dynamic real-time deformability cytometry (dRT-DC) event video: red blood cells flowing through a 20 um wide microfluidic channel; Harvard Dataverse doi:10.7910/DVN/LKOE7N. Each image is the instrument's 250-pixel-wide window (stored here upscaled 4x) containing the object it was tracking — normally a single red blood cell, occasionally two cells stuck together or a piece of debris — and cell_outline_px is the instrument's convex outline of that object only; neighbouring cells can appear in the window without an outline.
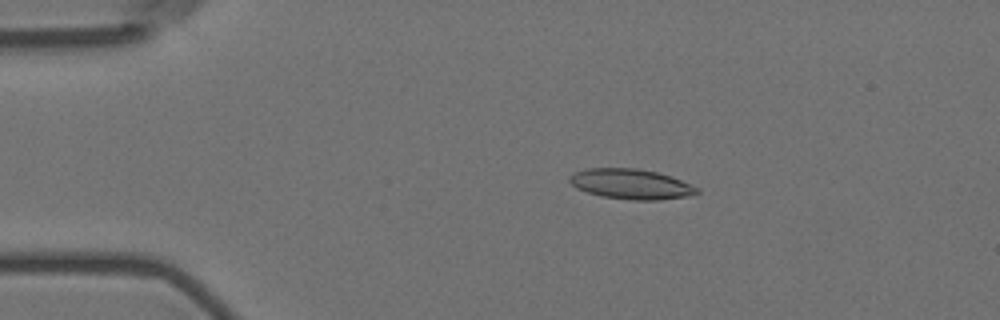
{"species": "Egyptian fruit bat (a non-hibernating species)", "species_latin": "Rousettus aegyptiacus", "temperature_condition": "room temperature", "stored_images_in_passage": 56, "camera_frame_rate_fps": 3000, "um_per_image_px": 0.085, "animal": {"sex": "female"}, "frame": {"image": 1, "passage_image": 11, "time_ms": 3.333, "image_size_px": [1000, 320], "cell_outline_px": [[700, 192], [688, 196], [660, 200], [632, 200], [600, 196], [576, 188], [568, 180], [568, 176], [584, 168], [636, 168], [656, 172], [680, 180], [700, 188]], "centroid_in_image_um": [53.62, 15.65], "position_along_channel_um": 31.4, "area_um2": 22.37}}
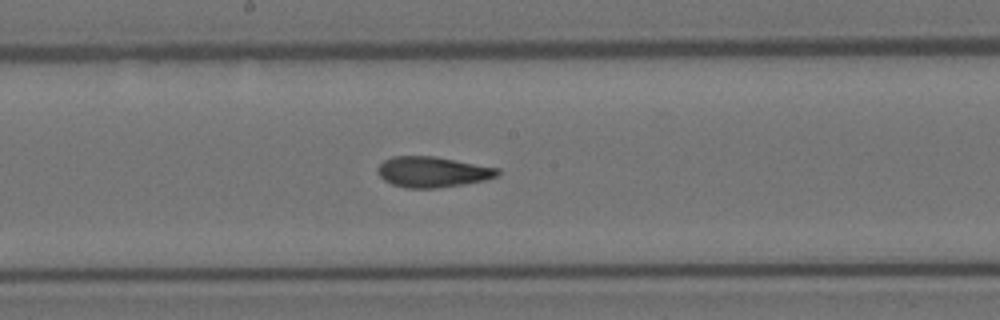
{"frame": {"image": 2, "passage_image": 30, "time_ms": 9.667, "image_size_px": [1000, 320], "cell_outline_px": [[500, 176], [484, 180], [464, 184], [436, 188], [404, 188], [392, 184], [384, 180], [376, 172], [376, 168], [384, 160], [392, 156], [436, 156], [500, 168]], "centroid_in_image_um": [36.77, 14.61], "position_along_channel_um": 211.4, "area_um2": 21.68}}
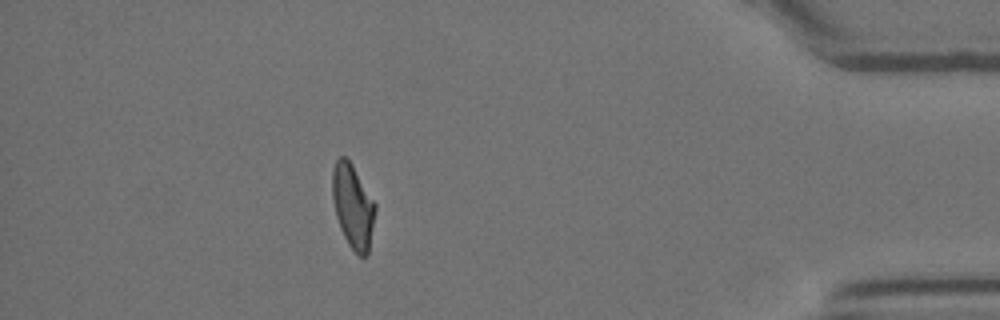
{"frame": {"image": 3, "passage_image": 50, "time_ms": 16.333, "image_size_px": [1000, 320], "cell_outline_px": [[376, 208], [368, 252], [364, 256], [360, 256], [348, 244], [340, 228], [336, 216], [332, 200], [332, 172], [336, 160], [340, 156], [344, 156], [352, 164], [376, 204]], "centroid_in_image_um": [29.98, 17.5], "position_along_channel_um": 405.2, "area_um2": 20.75}, "authors_computed_cell_mechanics": {"area_um2": 21.5305, "velocity_mm_per_s": 3.6258, "shape_relaxation_time_tau1_ms": null, "shape_relaxation_time_tau2_ms": 2.2028, "deformation_change_tau1": null, "deformation_change_tau2": 0.0945}}